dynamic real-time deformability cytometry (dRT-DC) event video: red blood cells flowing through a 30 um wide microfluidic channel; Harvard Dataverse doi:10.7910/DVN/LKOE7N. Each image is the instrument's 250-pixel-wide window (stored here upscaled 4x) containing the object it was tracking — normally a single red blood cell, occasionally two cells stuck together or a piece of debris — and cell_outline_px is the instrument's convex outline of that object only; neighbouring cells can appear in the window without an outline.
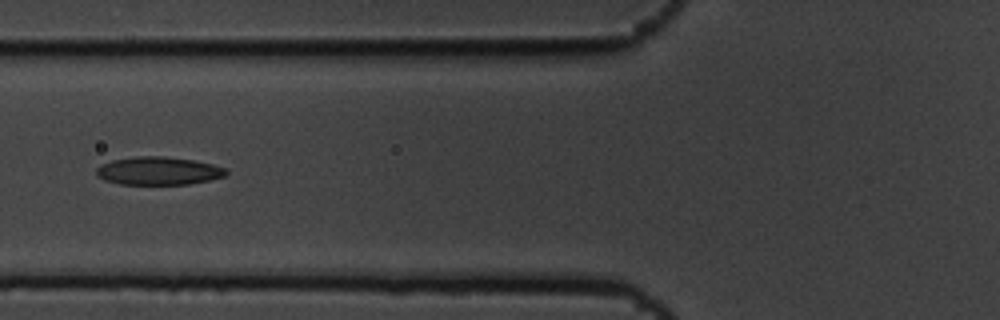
{"species": "common noctule bat (a hibernating species)", "species_latin": "Nyctalus noctula", "temperature_condition": "cold", "stored_images_in_passage": 6, "camera_frame_rate_fps": 3000, "um_per_image_px": 0.085, "animal": {"sex": "male", "body_mass_g": 19.5, "forearm_length_mm": 54.6}, "frame": {"image": 1, "passage_image": 6, "time_ms": 1.667, "image_size_px": [1000, 320], "cell_outline_px": [[228, 172], [224, 176], [212, 180], [188, 184], [120, 184], [104, 180], [96, 176], [96, 168], [100, 164], [112, 160], [136, 156], [164, 156], [196, 160], [228, 168]], "centroid_in_image_um": [13.48, 14.52], "position_along_channel_um": 112.3, "area_um2": 21.5}}